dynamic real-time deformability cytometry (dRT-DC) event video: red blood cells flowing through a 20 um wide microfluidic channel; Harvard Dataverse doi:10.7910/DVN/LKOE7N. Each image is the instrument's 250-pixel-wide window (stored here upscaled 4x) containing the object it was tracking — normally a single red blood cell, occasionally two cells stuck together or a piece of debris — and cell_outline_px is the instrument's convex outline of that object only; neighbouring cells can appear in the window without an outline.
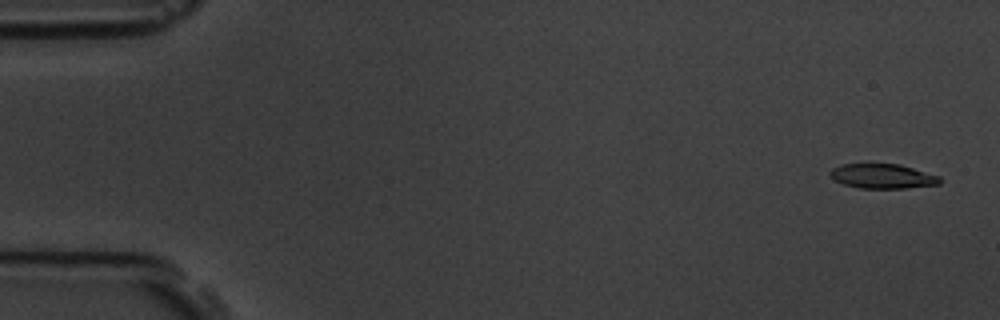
{"species": "common noctule bat (a hibernating species)", "species_latin": "Nyctalus noctula", "temperature_condition": "room temperature", "stored_images_in_passage": 1, "camera_frame_rate_fps": 3000, "um_per_image_px": 0.085, "animal": {"sex": "male", "body_mass_g": 19.5, "forearm_length_mm": 54.6}, "frame": {"image": 1, "passage_image": 1, "time_ms": 0.0, "image_size_px": [1000, 320], "cell_outline_px": [[940, 184], [904, 188], [860, 188], [844, 184], [836, 180], [828, 172], [832, 168], [840, 164], [900, 164], [940, 176]], "centroid_in_image_um": [75.02, 14.97], "position_along_channel_um": 10.0, "area_um2": 15.61}}